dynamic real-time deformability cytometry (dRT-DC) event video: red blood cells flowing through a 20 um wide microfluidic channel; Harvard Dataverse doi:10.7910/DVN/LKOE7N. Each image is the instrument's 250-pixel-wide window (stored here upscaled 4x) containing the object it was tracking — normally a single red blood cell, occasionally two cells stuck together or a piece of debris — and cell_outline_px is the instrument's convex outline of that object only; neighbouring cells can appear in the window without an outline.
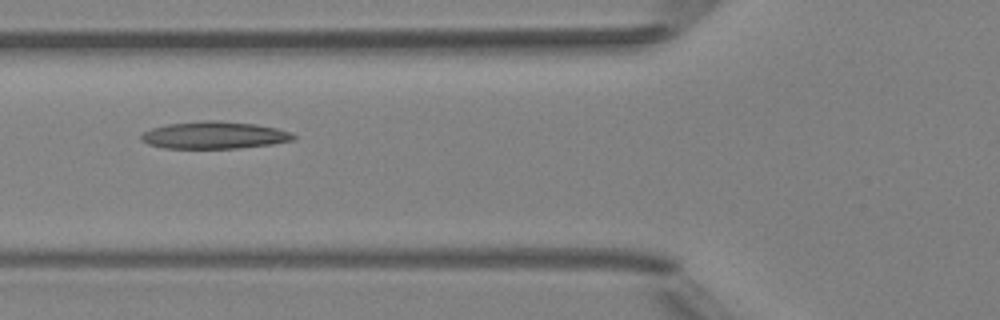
{"species": "Egyptian fruit bat (a non-hibernating species)", "species_latin": "Rousettus aegyptiacus", "temperature_condition": "room temperature", "stored_images_in_passage": 5, "camera_frame_rate_fps": 3000, "um_per_image_px": 0.085, "animal": {"sex": "female"}, "frame": {"image": 1, "passage_image": 4, "time_ms": 3.333, "image_size_px": [1000, 320], "cell_outline_px": [[296, 140], [272, 144], [240, 148], [164, 148], [148, 144], [140, 140], [140, 136], [144, 132], [152, 128], [168, 124], [208, 120], [220, 120], [256, 124], [276, 128], [292, 132], [296, 136]], "centroid_in_image_um": [18.25, 11.49], "position_along_channel_um": 107.5, "area_um2": 24.28}}
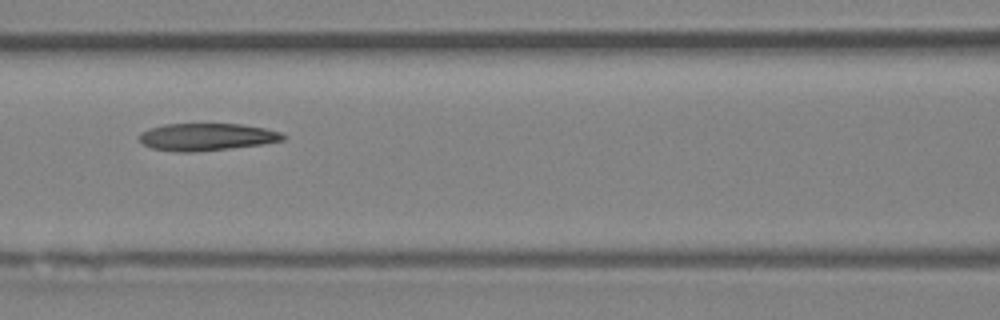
{"frame": {"image": 2, "passage_image": 5, "time_ms": 4.333, "image_size_px": [1000, 320], "cell_outline_px": [[288, 136], [284, 140], [264, 144], [192, 152], [176, 152], [152, 148], [144, 144], [140, 140], [140, 132], [164, 124], [240, 124], [264, 128], [280, 132]], "centroid_in_image_um": [17.6, 11.64], "position_along_channel_um": 149.0, "area_um2": 22.72}}